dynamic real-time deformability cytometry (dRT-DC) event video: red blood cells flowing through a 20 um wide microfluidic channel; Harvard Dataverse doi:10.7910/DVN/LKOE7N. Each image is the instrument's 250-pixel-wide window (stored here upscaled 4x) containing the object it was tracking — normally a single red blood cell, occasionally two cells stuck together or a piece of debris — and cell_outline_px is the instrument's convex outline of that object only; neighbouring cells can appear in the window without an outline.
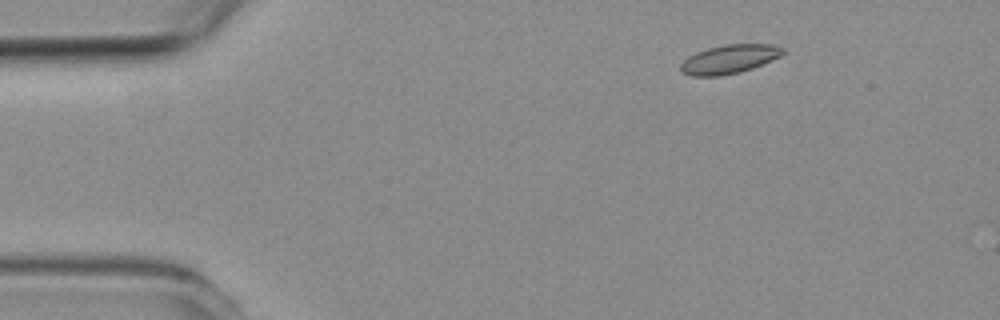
{"species": "common noctule bat (a hibernating species)", "species_latin": "Nyctalus noctula", "temperature_condition": "room temperature", "stored_images_in_passage": 3, "camera_frame_rate_fps": 3000, "um_per_image_px": 0.085, "animal": {"sex": "female", "body_mass_g": 19.3, "forearm_length_mm": 54.1}, "frame": {"image": 1, "passage_image": 2, "time_ms": 1.0, "image_size_px": [1000, 320], "cell_outline_px": [[784, 52], [780, 56], [772, 60], [752, 68], [740, 72], [720, 76], [692, 76], [684, 72], [680, 68], [680, 64], [688, 56], [696, 52], [708, 48], [724, 44], [772, 44], [784, 48]], "centroid_in_image_um": [61.99, 5.02], "position_along_channel_um": 23.0, "area_um2": 17.11}}